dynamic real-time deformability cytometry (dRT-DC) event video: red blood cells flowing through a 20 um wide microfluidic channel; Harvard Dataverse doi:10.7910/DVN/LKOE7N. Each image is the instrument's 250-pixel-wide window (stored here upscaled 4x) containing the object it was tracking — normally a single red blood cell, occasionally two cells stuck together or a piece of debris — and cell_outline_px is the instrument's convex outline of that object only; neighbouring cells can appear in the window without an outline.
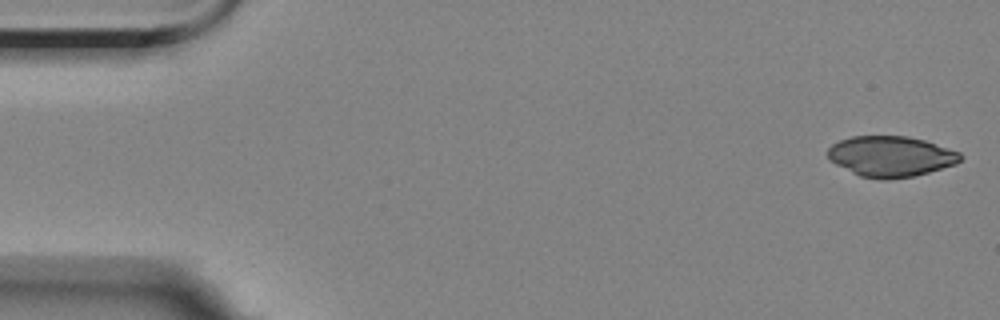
{"species": "Egyptian fruit bat (a non-hibernating species)", "species_latin": "Rousettus aegyptiacus", "temperature_condition": "room temperature", "stored_images_in_passage": 2, "camera_frame_rate_fps": 3000, "um_per_image_px": 0.085, "animal": {"sex": "female"}, "frame": {"image": 1, "passage_image": 1, "time_ms": 0.0, "image_size_px": [1000, 320], "cell_outline_px": [[964, 156], [956, 164], [928, 172], [912, 176], [888, 180], [880, 180], [860, 176], [836, 164], [828, 156], [828, 148], [832, 144], [840, 140], [852, 136], [908, 136], [924, 140], [960, 152]], "centroid_in_image_um": [75.73, 13.29], "position_along_channel_um": 9.3, "area_um2": 31.27}}